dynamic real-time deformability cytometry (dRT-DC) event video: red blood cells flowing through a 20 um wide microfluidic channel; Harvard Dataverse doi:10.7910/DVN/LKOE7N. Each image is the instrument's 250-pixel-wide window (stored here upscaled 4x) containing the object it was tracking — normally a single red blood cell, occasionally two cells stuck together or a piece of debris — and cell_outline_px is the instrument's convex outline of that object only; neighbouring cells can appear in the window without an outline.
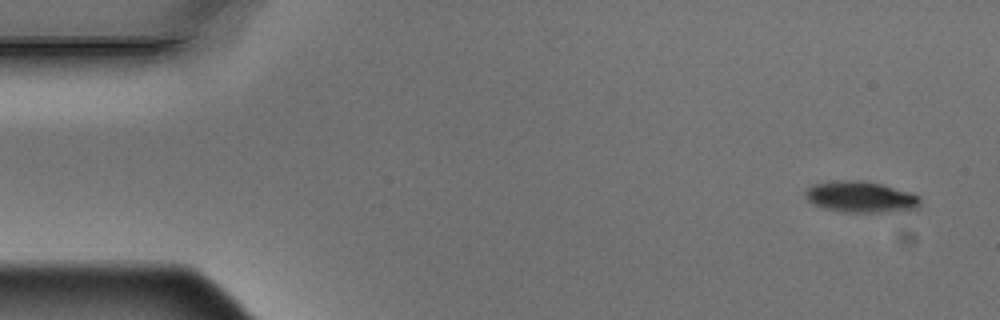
{"species": "Egyptian fruit bat (a non-hibernating species)", "species_latin": "Rousettus aegyptiacus", "temperature_condition": "warm", "stored_images_in_passage": 6, "camera_frame_rate_fps": 3000, "um_per_image_px": 0.085, "animal": {"sex": "male"}, "frame": {"image": 1, "passage_image": 1, "time_ms": 0.0, "image_size_px": [1000, 320], "cell_outline_px": [[920, 204], [916, 208], [880, 212], [844, 212], [824, 208], [812, 204], [804, 196], [804, 188], [812, 184], [828, 180], [864, 180], [880, 184], [908, 192], [920, 196]], "centroid_in_image_um": [73.05, 16.71], "position_along_channel_um": 11.9, "area_um2": 20.98}}
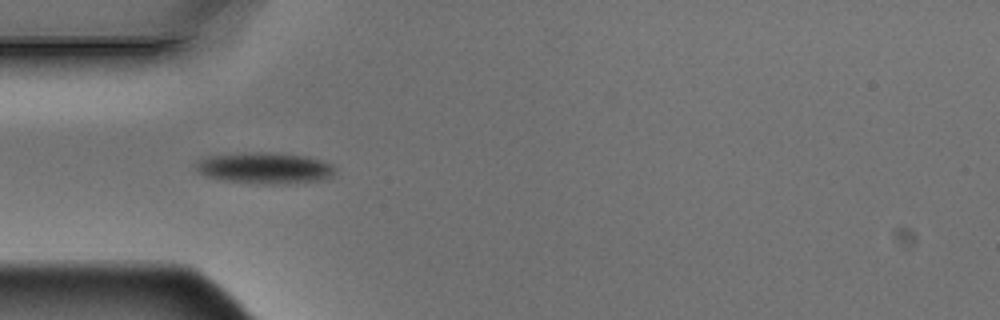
{"frame": {"image": 2, "passage_image": 5, "time_ms": 1.333, "image_size_px": [1000, 320], "cell_outline_px": [[332, 176], [324, 180], [288, 184], [264, 184], [224, 180], [204, 176], [196, 172], [192, 164], [196, 160], [208, 156], [244, 152], [264, 152], [308, 156], [332, 164]], "centroid_in_image_um": [22.42, 14.28], "position_along_channel_um": 62.6, "area_um2": 25.66}}
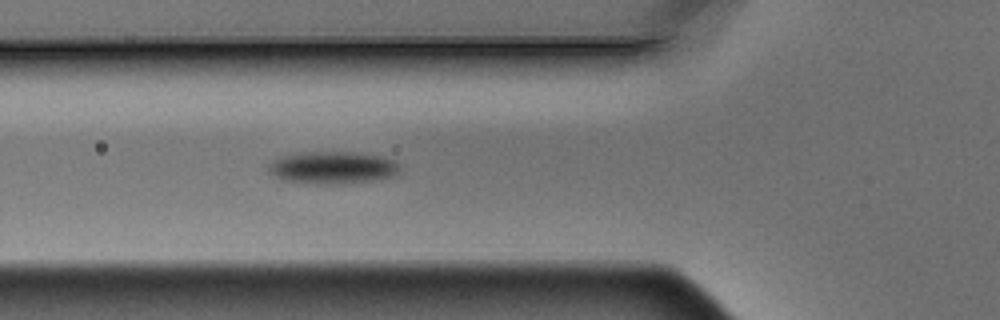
{"frame": {"image": 3, "passage_image": 6, "time_ms": 1.667, "image_size_px": [1000, 320], "cell_outline_px": [[400, 172], [396, 176], [348, 184], [316, 184], [284, 180], [272, 176], [268, 172], [268, 164], [272, 160], [280, 156], [300, 152], [360, 152], [380, 156], [392, 160], [400, 164]], "centroid_in_image_um": [28.26, 14.25], "position_along_channel_um": 97.5, "area_um2": 25.26}}